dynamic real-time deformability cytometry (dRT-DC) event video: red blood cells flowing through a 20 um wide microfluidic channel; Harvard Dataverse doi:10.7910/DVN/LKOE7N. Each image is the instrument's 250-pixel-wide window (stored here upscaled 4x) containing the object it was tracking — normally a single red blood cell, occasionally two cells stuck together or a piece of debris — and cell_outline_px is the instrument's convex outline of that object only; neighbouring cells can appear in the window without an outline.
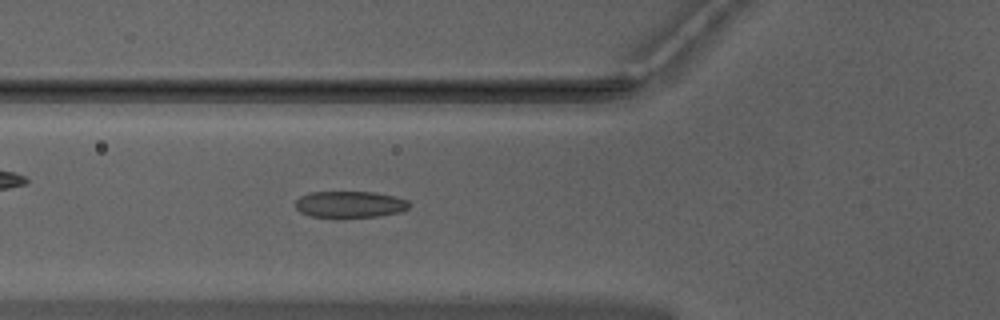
{"species": "Egyptian fruit bat (a non-hibernating species)", "species_latin": "Rousettus aegyptiacus", "temperature_condition": "warm", "stored_images_in_passage": 51, "camera_frame_rate_fps": 3000, "um_per_image_px": 0.085, "animal": {"sex": "male"}, "frame": {"image": 1, "passage_image": 18, "time_ms": 5.667, "image_size_px": [1000, 320], "cell_outline_px": [[408, 208], [400, 212], [376, 216], [312, 216], [300, 212], [296, 208], [296, 200], [300, 196], [312, 192], [376, 192], [396, 196], [408, 200]], "centroid_in_image_um": [29.75, 17.34], "position_along_channel_um": 96.0, "area_um2": 17.22}}
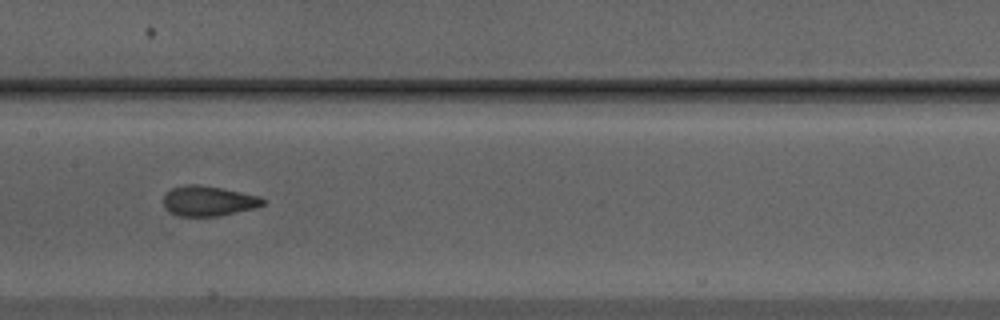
{"frame": {"image": 2, "passage_image": 25, "time_ms": 8.0, "image_size_px": [1000, 320], "cell_outline_px": [[264, 204], [256, 208], [216, 216], [180, 216], [164, 208], [164, 196], [172, 188], [188, 184], [196, 184], [220, 188], [260, 196], [264, 200]], "centroid_in_image_um": [17.72, 17.08], "position_along_channel_um": 189.7, "area_um2": 17.17}}
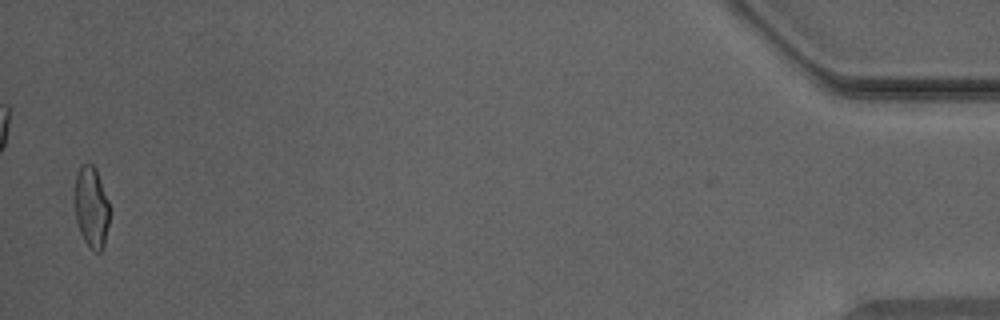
{"frame": {"image": 3, "passage_image": 50, "time_ms": 16.333, "image_size_px": [1000, 320], "cell_outline_px": [[108, 224], [104, 244], [100, 252], [92, 252], [84, 240], [80, 232], [76, 220], [72, 196], [76, 172], [80, 164], [88, 160], [96, 168], [108, 200]], "centroid_in_image_um": [7.71, 17.53], "position_along_channel_um": 427.5, "area_um2": 17.11}, "authors_computed_cell_mechanics": {"area_um2": 17.34, "velocity_mm_per_s": 3.9974, "shape_relaxation_time_tau1_ms": 3.0173, "shape_relaxation_time_tau2_ms": 1.2132, "deformation_change_tau1": 0.139, "deformation_change_tau2": 0.082}}